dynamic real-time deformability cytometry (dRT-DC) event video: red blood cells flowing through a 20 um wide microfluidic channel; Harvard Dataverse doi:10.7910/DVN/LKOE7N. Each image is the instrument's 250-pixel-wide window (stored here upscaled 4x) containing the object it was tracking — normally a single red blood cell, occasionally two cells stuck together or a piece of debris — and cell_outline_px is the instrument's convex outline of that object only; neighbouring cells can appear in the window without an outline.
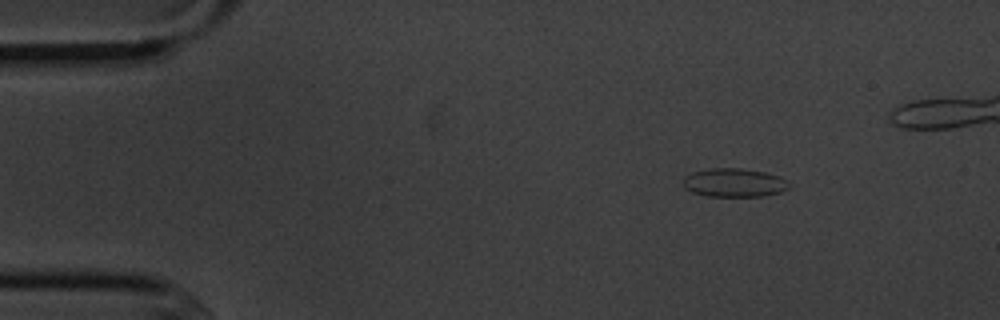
{"species": "common noctule bat (a hibernating species)", "species_latin": "Nyctalus noctula", "temperature_condition": "cold", "stored_images_in_passage": 4, "camera_frame_rate_fps": 3000, "um_per_image_px": 0.085, "animal": {"sex": "male", "body_mass_g": 20.1, "forearm_length_mm": 53.5}, "frame": {"image": 1, "passage_image": 1, "time_ms": 0.0, "image_size_px": [1000, 320], "cell_outline_px": [[788, 188], [780, 192], [764, 196], [704, 196], [692, 192], [684, 188], [680, 180], [684, 176], [692, 172], [708, 168], [740, 168], [764, 172], [780, 176], [788, 180]], "centroid_in_image_um": [62.34, 15.52], "position_along_channel_um": 22.7, "area_um2": 17.92}}